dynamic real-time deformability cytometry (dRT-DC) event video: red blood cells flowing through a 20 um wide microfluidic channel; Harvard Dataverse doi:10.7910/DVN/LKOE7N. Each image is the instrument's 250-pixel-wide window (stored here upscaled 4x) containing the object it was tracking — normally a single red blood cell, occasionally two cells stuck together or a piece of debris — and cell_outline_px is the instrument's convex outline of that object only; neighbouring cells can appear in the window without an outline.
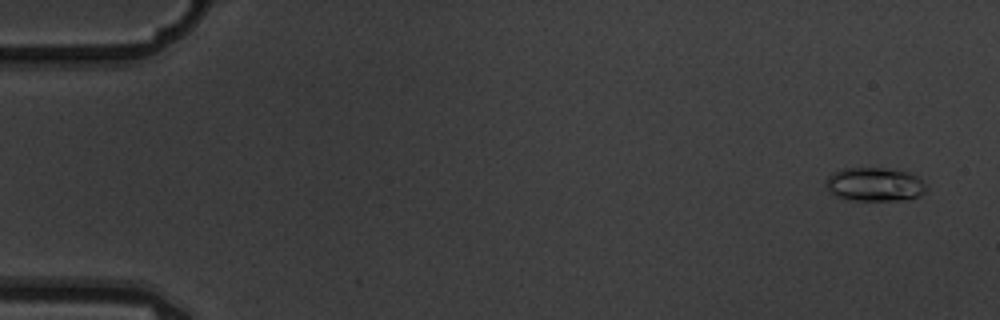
{"species": "common noctule bat (a hibernating species)", "species_latin": "Nyctalus noctula", "temperature_condition": "warm", "stored_images_in_passage": 4, "camera_frame_rate_fps": 3000, "um_per_image_px": 0.085, "animal": {"sex": "male", "body_mass_g": 19.5, "forearm_length_mm": 54.6}, "frame": {"image": 1, "passage_image": 1, "time_ms": 0.0, "image_size_px": [1000, 320], "cell_outline_px": [[924, 192], [920, 196], [908, 200], [848, 200], [836, 196], [828, 192], [824, 184], [824, 180], [832, 172], [840, 168], [884, 168], [908, 172], [916, 176], [924, 184]], "centroid_in_image_um": [74.26, 15.68], "position_along_channel_um": 10.7, "area_um2": 19.94}}